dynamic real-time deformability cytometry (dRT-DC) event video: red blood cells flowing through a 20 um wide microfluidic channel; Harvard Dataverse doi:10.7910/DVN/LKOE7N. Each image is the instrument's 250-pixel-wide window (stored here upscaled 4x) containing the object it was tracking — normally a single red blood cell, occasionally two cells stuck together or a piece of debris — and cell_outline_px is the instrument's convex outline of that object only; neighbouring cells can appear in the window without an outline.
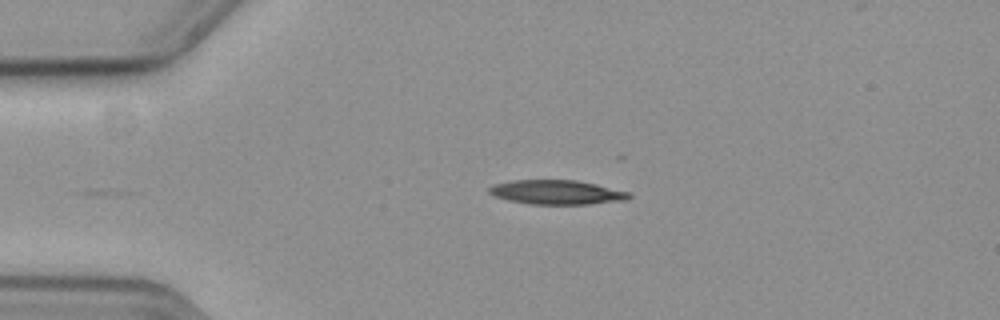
{"species": "common noctule bat (a hibernating species)", "species_latin": "Nyctalus noctula", "temperature_condition": "cold", "stored_images_in_passage": 10, "camera_frame_rate_fps": 3000, "um_per_image_px": 0.085, "animal": {"sex": "female", "body_mass_g": 19.3, "forearm_length_mm": 54.1}, "frame": {"image": 1, "passage_image": 1, "time_ms": 0.0, "image_size_px": [1000, 320], "cell_outline_px": [[632, 196], [624, 200], [588, 204], [532, 204], [512, 200], [496, 196], [488, 192], [488, 188], [496, 184], [512, 180], [576, 180], [596, 184], [628, 192]], "centroid_in_image_um": [47.33, 16.33], "position_along_channel_um": 37.7, "area_um2": 19.42}}
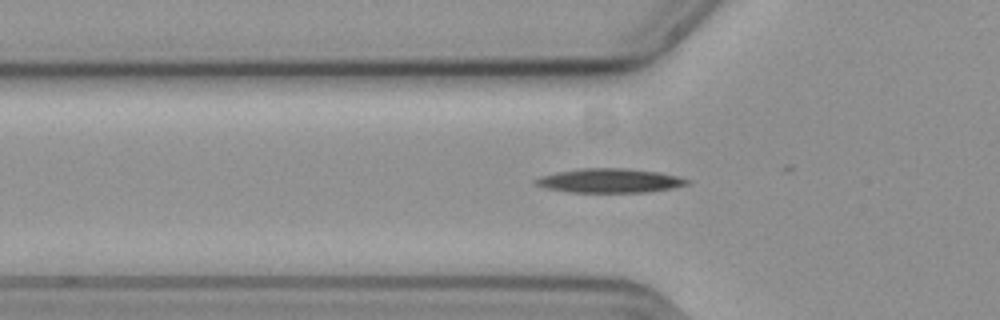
{"frame": {"image": 2, "passage_image": 7, "time_ms": 2.0, "image_size_px": [1000, 320], "cell_outline_px": [[692, 180], [688, 184], [672, 188], [644, 192], [568, 192], [544, 188], [532, 184], [532, 180], [540, 176], [580, 168], [624, 168], [656, 172], [676, 176]], "centroid_in_image_um": [51.75, 15.36], "position_along_channel_um": 74.0, "area_um2": 21.27}}